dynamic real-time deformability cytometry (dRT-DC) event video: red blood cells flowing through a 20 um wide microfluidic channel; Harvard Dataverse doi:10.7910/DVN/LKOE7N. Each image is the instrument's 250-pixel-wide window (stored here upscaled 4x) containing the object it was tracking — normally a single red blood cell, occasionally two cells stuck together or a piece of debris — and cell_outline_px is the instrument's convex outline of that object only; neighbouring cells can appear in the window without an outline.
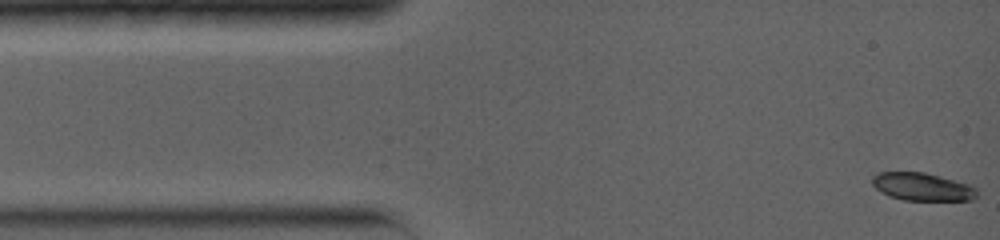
{"species": "common noctule bat (a hibernating species)", "species_latin": "Nyctalus noctula", "temperature_condition": "warm", "stored_images_in_passage": 26, "camera_frame_rate_fps": 5000, "um_per_image_px": 0.085, "animal": {"sex": "female", "body_mass_g": 19.0, "forearm_length_mm": 56.7}, "frame": {"image": 1, "passage_image": 1, "time_ms": 0.0, "image_size_px": [1000, 240], "cell_outline_px": [[980, 196], [972, 200], [904, 200], [888, 196], [880, 192], [872, 184], [872, 176], [876, 172], [924, 172], [940, 176], [968, 184], [976, 188]], "centroid_in_image_um": [78.39, 15.88], "position_along_channel_um": 6.6, "area_um2": 17.17}}
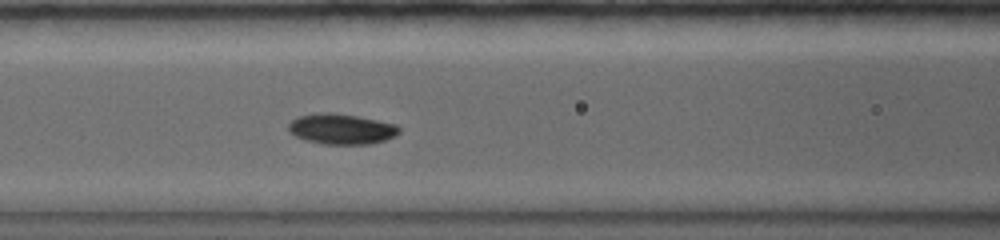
{"frame": {"image": 2, "passage_image": 11, "time_ms": 5.2, "image_size_px": [1000, 240], "cell_outline_px": [[400, 132], [396, 136], [384, 140], [368, 144], [324, 144], [304, 140], [288, 132], [288, 124], [296, 116], [316, 112], [332, 112], [356, 116], [396, 124], [400, 128]], "centroid_in_image_um": [28.98, 10.95], "position_along_channel_um": 137.6, "area_um2": 19.83}}
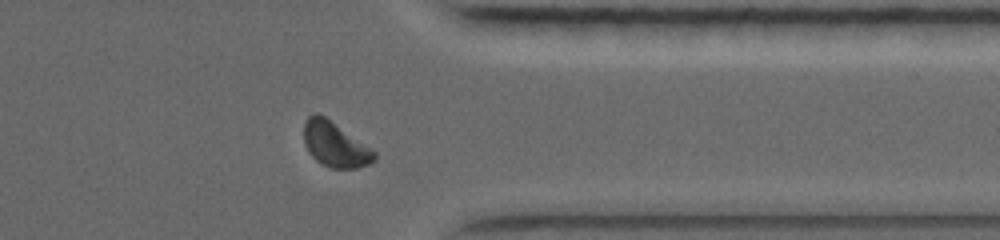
{"frame": {"image": 3, "passage_image": 23, "time_ms": 11.4, "image_size_px": [1000, 240], "cell_outline_px": [[376, 160], [368, 164], [356, 168], [332, 168], [316, 160], [308, 152], [304, 144], [304, 124], [308, 116], [312, 112], [316, 112], [324, 116], [376, 152]], "centroid_in_image_um": [28.45, 12.27], "position_along_channel_um": 383.0, "area_um2": 18.21}, "authors_computed_cell_mechanics": {"area_um2": 18.6405, "velocity_mm_per_s": 4.0119, "shape_relaxation_time_tau1_ms": 1.9626, "shape_relaxation_time_tau2_ms": null, "deformation_change_tau1": 0.1051, "deformation_change_tau2": null}}